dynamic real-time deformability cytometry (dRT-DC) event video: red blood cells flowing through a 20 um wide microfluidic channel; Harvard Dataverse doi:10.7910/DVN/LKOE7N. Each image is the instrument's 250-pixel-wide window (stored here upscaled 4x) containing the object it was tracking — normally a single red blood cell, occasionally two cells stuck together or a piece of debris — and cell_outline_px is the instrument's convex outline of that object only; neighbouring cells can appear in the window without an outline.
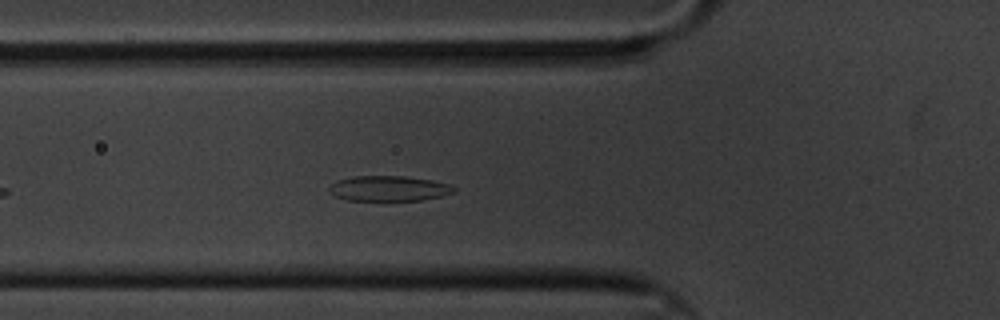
{"species": "common noctule bat (a hibernating species)", "species_latin": "Nyctalus noctula", "temperature_condition": "cold", "stored_images_in_passage": 35, "camera_frame_rate_fps": 3000, "um_per_image_px": 0.085, "animal": {"sex": "male", "body_mass_g": 20.1, "forearm_length_mm": 53.5}, "frame": {"image": 1, "passage_image": 6, "time_ms": 1.667, "image_size_px": [1000, 320], "cell_outline_px": [[456, 192], [440, 196], [420, 200], [384, 204], [344, 200], [328, 192], [328, 184], [336, 180], [356, 176], [404, 176], [432, 180], [448, 184], [456, 188]], "centroid_in_image_um": [32.97, 16.07], "position_along_channel_um": 92.8, "area_um2": 19.54}}
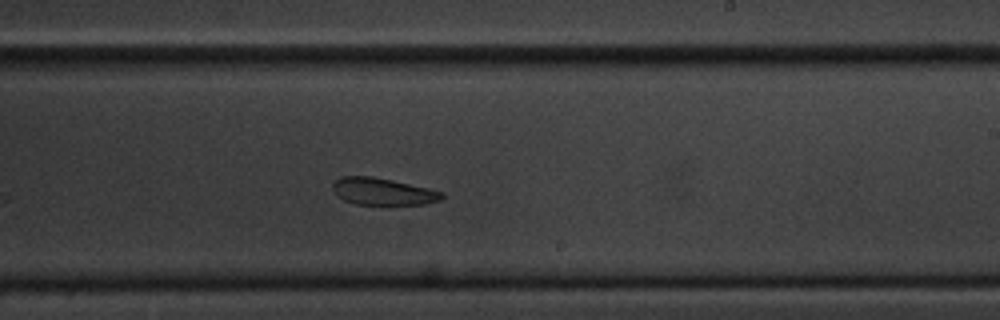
{"frame": {"image": 2, "passage_image": 21, "time_ms": 6.667, "image_size_px": [1000, 320], "cell_outline_px": [[444, 196], [440, 200], [424, 204], [352, 204], [336, 196], [332, 188], [332, 184], [340, 176], [372, 176], [392, 180], [428, 188], [444, 192]], "centroid_in_image_um": [32.5, 16.27], "position_along_channel_um": 256.5, "area_um2": 17.22}}
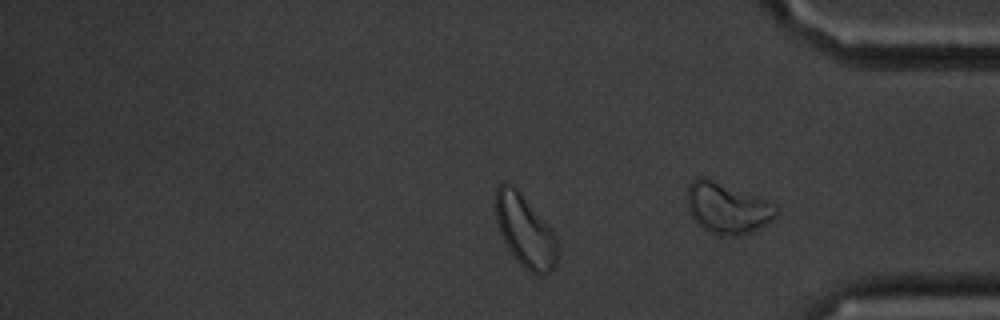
{"frame": {"image": 3, "passage_image": 32, "time_ms": 10.333, "image_size_px": [1000, 320], "cell_outline_px": [[560, 256], [552, 272], [540, 276], [524, 268], [516, 260], [508, 248], [500, 232], [496, 220], [496, 188], [504, 180], [512, 184], [520, 192], [548, 224], [556, 236], [560, 252]], "centroid_in_image_um": [44.67, 19.66], "position_along_channel_um": 390.5, "area_um2": 26.36}, "authors_computed_cell_mechanics": {"area_um2": 19.074, "velocity_mm_per_s": 3.273, "shape_relaxation_time_tau1_ms": 2.7964, "shape_relaxation_time_tau2_ms": 7.1827, "deformation_change_tau1": 0.0848, "deformation_change_tau2": 0.1094}}